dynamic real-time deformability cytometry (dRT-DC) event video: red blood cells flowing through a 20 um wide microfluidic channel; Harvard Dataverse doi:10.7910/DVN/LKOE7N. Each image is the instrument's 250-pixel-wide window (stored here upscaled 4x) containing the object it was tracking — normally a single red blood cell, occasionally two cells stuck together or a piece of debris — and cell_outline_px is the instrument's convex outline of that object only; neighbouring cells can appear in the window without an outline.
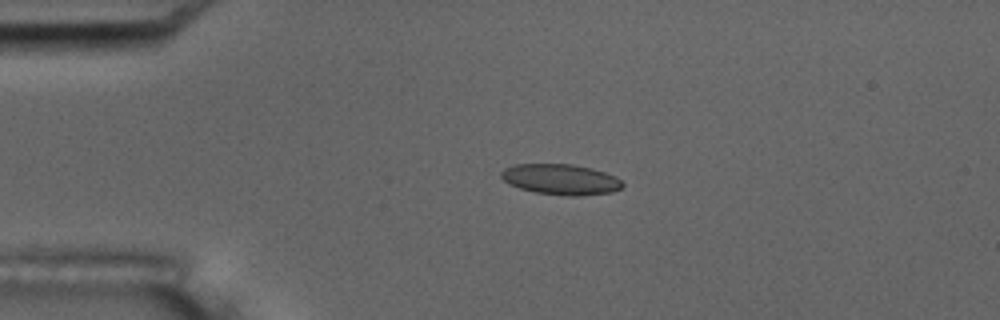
{"species": "common noctule bat (a hibernating species)", "species_latin": "Nyctalus noctula", "temperature_condition": "room temperature", "stored_images_in_passage": 15, "camera_frame_rate_fps": 3000, "um_per_image_px": 0.085, "animal": {"sex": "male", "body_mass_g": 17.5, "forearm_length_mm": 52.3}, "frame": {"image": 1, "passage_image": 3, "time_ms": 2.333, "image_size_px": [1000, 320], "cell_outline_px": [[624, 184], [620, 188], [612, 192], [580, 196], [568, 196], [536, 192], [520, 188], [508, 184], [500, 176], [500, 172], [504, 168], [512, 164], [572, 164], [592, 168], [616, 176]], "centroid_in_image_um": [47.64, 15.24], "position_along_channel_um": 37.4, "area_um2": 21.73}}
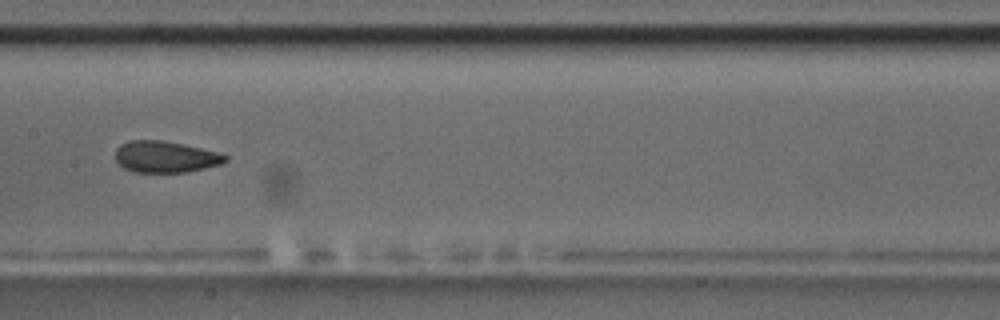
{"frame": {"image": 2, "passage_image": 7, "time_ms": 7.667, "image_size_px": [1000, 320], "cell_outline_px": [[228, 160], [220, 164], [188, 172], [132, 172], [124, 168], [116, 160], [116, 148], [120, 144], [128, 140], [164, 140], [200, 148], [216, 152], [228, 156]], "centroid_in_image_um": [14.03, 13.33], "position_along_channel_um": 193.4, "area_um2": 20.11}, "authors_computed_cell_mechanics": {"area_um2": 20.8658, "velocity_mm_per_s": 3.5593, "shape_relaxation_time_tau1_ms": null, "shape_relaxation_time_tau2_ms": 1.631, "deformation_change_tau1": null, "deformation_change_tau2": 0.0682}}